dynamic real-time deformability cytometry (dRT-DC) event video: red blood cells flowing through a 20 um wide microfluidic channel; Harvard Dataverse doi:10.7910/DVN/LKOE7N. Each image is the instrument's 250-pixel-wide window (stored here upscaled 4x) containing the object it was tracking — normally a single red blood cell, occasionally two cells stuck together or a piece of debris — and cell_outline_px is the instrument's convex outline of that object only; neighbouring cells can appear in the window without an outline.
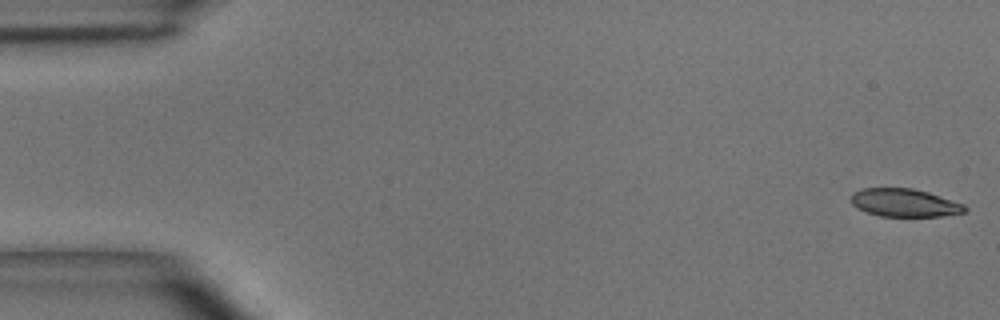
{"species": "common noctule bat (a hibernating species)", "species_latin": "Nyctalus noctula", "temperature_condition": "room temperature", "stored_images_in_passage": 43, "camera_frame_rate_fps": 3000, "um_per_image_px": 0.085, "animal": {"sex": "male", "body_mass_g": 15.6}, "frame": {"image": 1, "passage_image": 1, "time_ms": 0.0, "image_size_px": [1000, 320], "cell_outline_px": [[968, 208], [964, 212], [940, 216], [880, 216], [856, 208], [852, 204], [852, 192], [860, 188], [912, 188], [928, 192], [964, 204]], "centroid_in_image_um": [76.86, 17.23], "position_along_channel_um": 8.1, "area_um2": 18.5}}
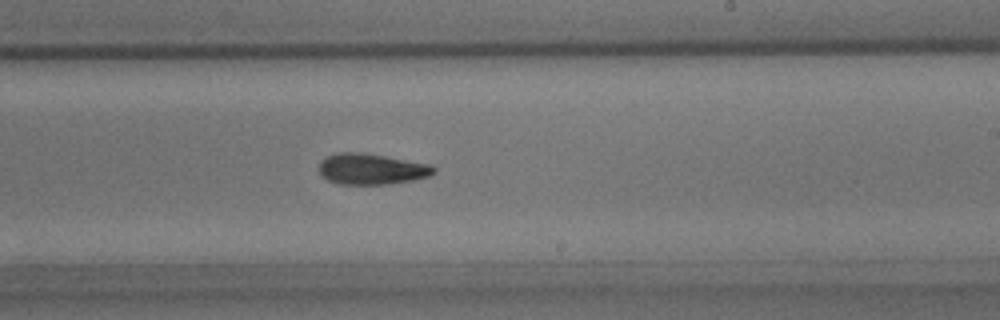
{"frame": {"image": 2, "passage_image": 29, "time_ms": 9.333, "image_size_px": [1000, 320], "cell_outline_px": [[436, 172], [432, 176], [416, 180], [388, 184], [340, 184], [328, 180], [320, 176], [320, 160], [336, 152], [360, 152], [432, 164], [436, 168]], "centroid_in_image_um": [31.62, 14.37], "position_along_channel_um": 257.4, "area_um2": 20.92}}
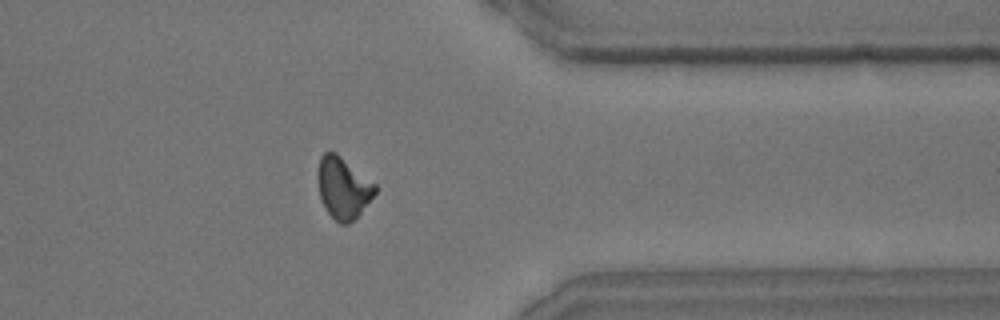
{"frame": {"image": 3, "passage_image": 39, "time_ms": 12.667, "image_size_px": [1000, 320], "cell_outline_px": [[376, 192], [360, 212], [348, 224], [340, 224], [328, 212], [320, 196], [316, 176], [320, 156], [324, 152], [336, 152], [376, 184]], "centroid_in_image_um": [29.14, 15.93], "position_along_channel_um": 382.3, "area_um2": 20.29}, "authors_computed_cell_mechanics": {"area_um2": 20.519, "velocity_mm_per_s": 4.0784, "shape_relaxation_time_tau1_ms": 3.3107, "shape_relaxation_time_tau2_ms": 5.1533, "deformation_change_tau1": 0.1401, "deformation_change_tau2": 0.1417}}